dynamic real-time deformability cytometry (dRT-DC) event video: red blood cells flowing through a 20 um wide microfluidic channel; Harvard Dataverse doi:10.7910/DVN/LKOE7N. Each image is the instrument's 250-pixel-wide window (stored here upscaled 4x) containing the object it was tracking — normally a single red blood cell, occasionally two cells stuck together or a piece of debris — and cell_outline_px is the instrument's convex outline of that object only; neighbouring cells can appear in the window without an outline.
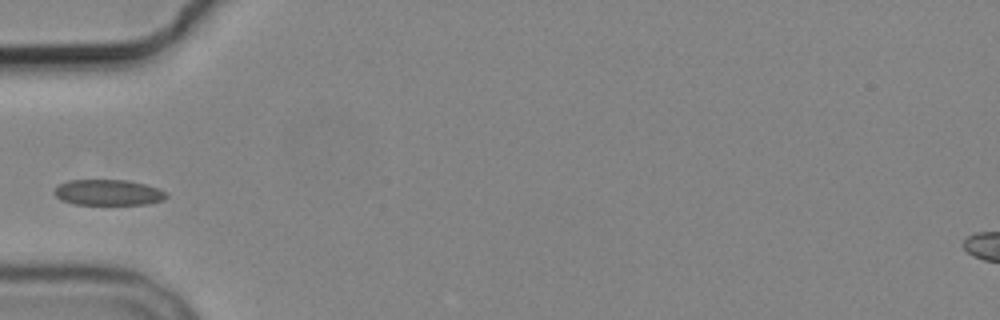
{"species": "common noctule bat (a hibernating species)", "species_latin": "Nyctalus noctula", "temperature_condition": "cold", "stored_images_in_passage": 6, "camera_frame_rate_fps": 3000, "um_per_image_px": 0.085, "animal": {"sex": "male", "body_mass_g": 19.2, "forearm_length_mm": 51.8}, "frame": {"image": 1, "passage_image": 6, "time_ms": 6.0, "image_size_px": [1000, 320], "cell_outline_px": [[168, 196], [164, 200], [148, 204], [76, 204], [60, 200], [52, 192], [60, 184], [68, 180], [128, 180], [160, 188]], "centroid_in_image_um": [9.2, 16.36], "position_along_channel_um": 75.8, "area_um2": 16.82}}